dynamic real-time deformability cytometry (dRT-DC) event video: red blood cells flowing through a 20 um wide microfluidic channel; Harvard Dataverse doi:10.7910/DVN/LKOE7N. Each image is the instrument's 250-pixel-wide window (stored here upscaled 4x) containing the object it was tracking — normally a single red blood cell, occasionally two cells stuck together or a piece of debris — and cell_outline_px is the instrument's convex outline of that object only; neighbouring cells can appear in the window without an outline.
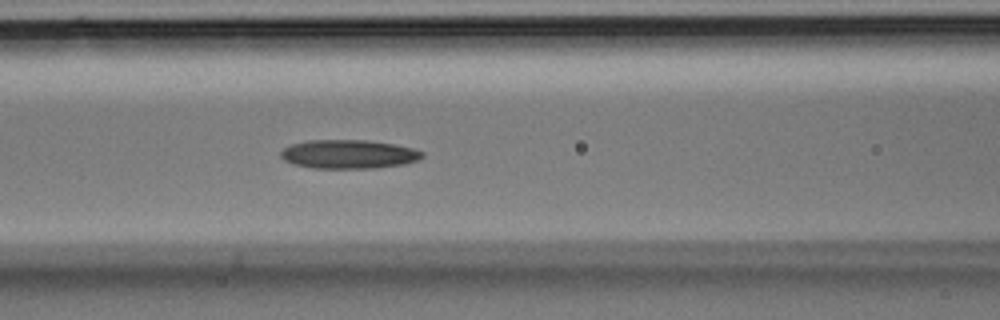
{"species": "Egyptian fruit bat (a non-hibernating species)", "species_latin": "Rousettus aegyptiacus", "temperature_condition": "room temperature", "stored_images_in_passage": 30, "camera_frame_rate_fps": 3000, "um_per_image_px": 0.085, "animal": {"sex": "male"}, "frame": {"image": 1, "passage_image": 8, "time_ms": 2.333, "image_size_px": [1000, 320], "cell_outline_px": [[424, 156], [416, 160], [404, 164], [376, 168], [312, 168], [292, 164], [284, 160], [280, 156], [280, 152], [284, 148], [292, 144], [308, 140], [368, 140], [392, 144], [412, 148], [424, 152]], "centroid_in_image_um": [29.61, 13.11], "position_along_channel_um": 137.0, "area_um2": 23.76}}
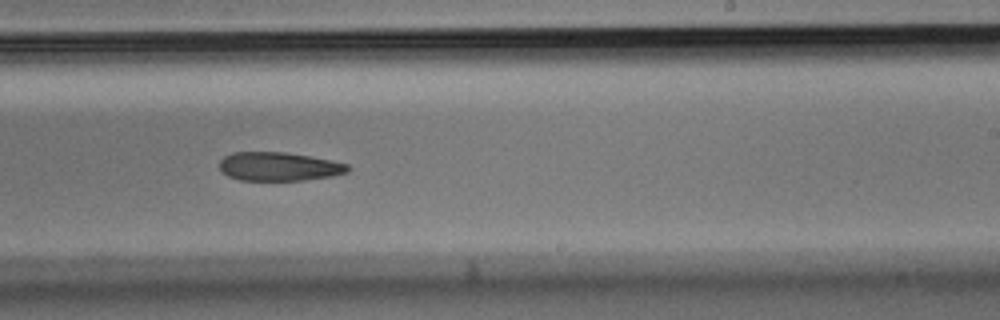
{"frame": {"image": 2, "passage_image": 15, "time_ms": 4.667, "image_size_px": [1000, 320], "cell_outline_px": [[348, 172], [332, 176], [300, 180], [240, 180], [228, 176], [220, 168], [220, 160], [224, 156], [232, 152], [284, 152], [312, 156], [332, 160], [348, 164]], "centroid_in_image_um": [23.71, 14.14], "position_along_channel_um": 265.3, "area_um2": 21.39}}
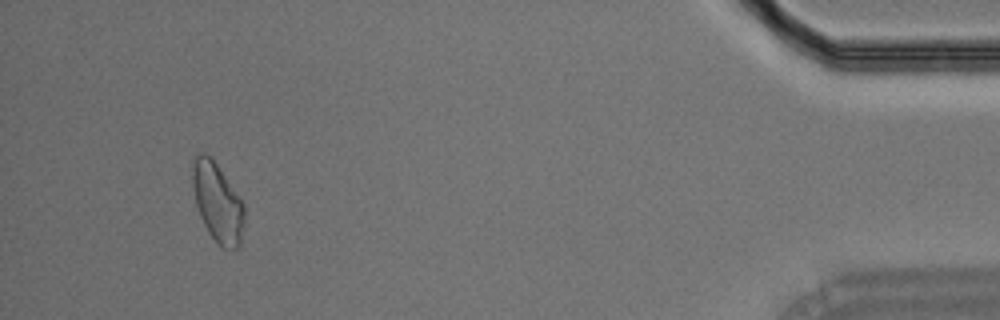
{"frame": {"image": 3, "passage_image": 27, "time_ms": 8.667, "image_size_px": [1000, 320], "cell_outline_px": [[244, 224], [240, 248], [224, 248], [216, 244], [208, 232], [200, 216], [196, 204], [192, 188], [192, 156], [204, 152], [212, 156], [244, 204]], "centroid_in_image_um": [18.47, 17.19], "position_along_channel_um": 416.7, "area_um2": 24.28}}